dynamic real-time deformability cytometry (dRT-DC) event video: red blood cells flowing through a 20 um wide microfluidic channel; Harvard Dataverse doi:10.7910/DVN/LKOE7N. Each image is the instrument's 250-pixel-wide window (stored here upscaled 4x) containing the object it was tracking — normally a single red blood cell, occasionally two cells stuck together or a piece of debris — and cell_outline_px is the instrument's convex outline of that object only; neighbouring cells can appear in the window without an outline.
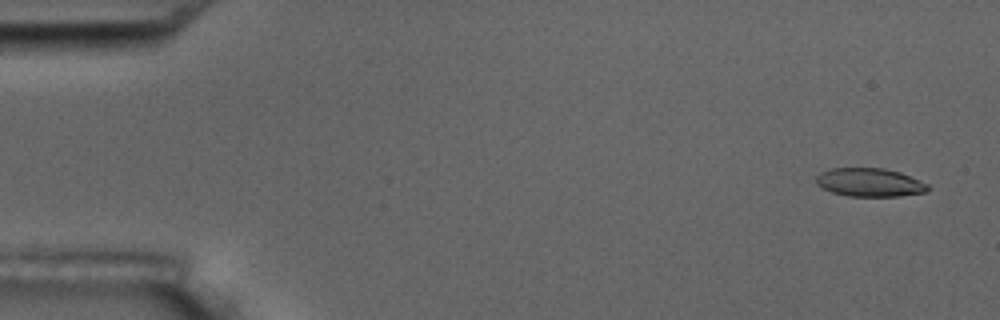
{"species": "common noctule bat (a hibernating species)", "species_latin": "Nyctalus noctula", "temperature_condition": "room temperature", "stored_images_in_passage": 6, "camera_frame_rate_fps": 3000, "um_per_image_px": 0.085, "animal": {"sex": "male", "body_mass_g": 17.5, "forearm_length_mm": 52.3}, "frame": {"image": 1, "passage_image": 1, "time_ms": 0.0, "image_size_px": [1000, 320], "cell_outline_px": [[932, 188], [924, 192], [900, 196], [848, 196], [832, 192], [816, 184], [816, 176], [820, 172], [832, 168], [884, 168], [900, 172], [928, 184]], "centroid_in_image_um": [73.92, 15.5], "position_along_channel_um": 11.1, "area_um2": 18.5}}